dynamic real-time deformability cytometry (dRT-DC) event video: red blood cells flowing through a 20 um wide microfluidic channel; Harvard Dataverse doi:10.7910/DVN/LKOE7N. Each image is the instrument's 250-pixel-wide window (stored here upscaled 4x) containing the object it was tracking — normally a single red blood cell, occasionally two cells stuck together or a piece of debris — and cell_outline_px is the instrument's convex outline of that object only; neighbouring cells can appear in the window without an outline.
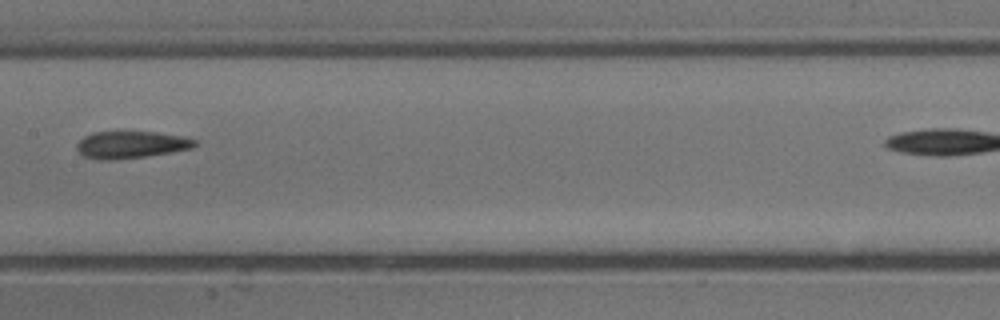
{"species": "common noctule bat (a hibernating species)", "species_latin": "Nyctalus noctula", "temperature_condition": "cold", "stored_images_in_passage": 6, "segment_of_instrument_passage": [1, 2], "camera_frame_rate_fps": 3000, "um_per_image_px": 0.085, "animal": {"sex": "male", "body_mass_g": 13.3}, "frame": {"image": 1, "passage_image": 5, "time_ms": 1.333, "image_size_px": [1000, 320], "cell_outline_px": [[196, 144], [192, 148], [144, 156], [108, 160], [104, 160], [84, 156], [76, 148], [76, 144], [84, 136], [92, 132], [156, 132], [188, 136], [196, 140]], "centroid_in_image_um": [11.15, 12.28], "position_along_channel_um": 196.2, "area_um2": 18.44}}